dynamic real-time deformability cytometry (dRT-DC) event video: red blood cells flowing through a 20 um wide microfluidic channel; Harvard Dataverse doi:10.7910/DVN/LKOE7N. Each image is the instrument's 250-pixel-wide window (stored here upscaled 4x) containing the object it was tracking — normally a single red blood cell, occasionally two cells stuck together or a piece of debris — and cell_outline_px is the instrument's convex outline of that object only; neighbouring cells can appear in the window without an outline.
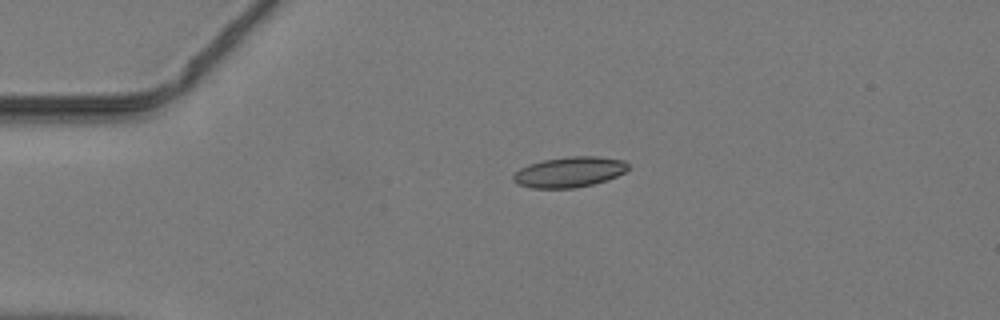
{"species": "common noctule bat (a hibernating species)", "species_latin": "Nyctalus noctula", "temperature_condition": "warm", "stored_images_in_passage": 38, "camera_frame_rate_fps": 3000, "um_per_image_px": 0.085, "animal": {"sex": "male", "body_mass_g": 19.2, "forearm_length_mm": 51.8}, "frame": {"image": 1, "passage_image": 1, "time_ms": 0.0, "image_size_px": [1000, 320], "cell_outline_px": [[628, 168], [624, 172], [608, 180], [576, 188], [532, 188], [516, 184], [512, 180], [512, 176], [520, 168], [528, 164], [544, 160], [568, 156], [596, 156], [624, 160], [628, 164]], "centroid_in_image_um": [48.37, 14.62], "position_along_channel_um": 36.6, "area_um2": 20.46}}
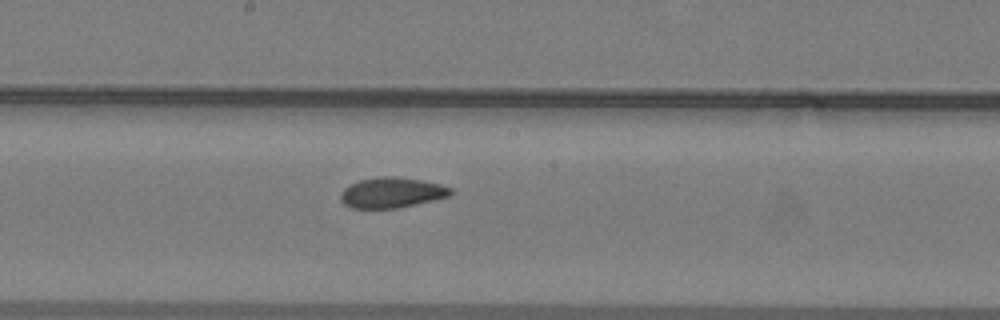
{"frame": {"image": 2, "passage_image": 16, "time_ms": 5.0, "image_size_px": [1000, 320], "cell_outline_px": [[452, 192], [448, 196], [432, 200], [396, 208], [352, 208], [344, 204], [340, 200], [340, 192], [348, 184], [360, 180], [380, 176], [392, 176], [420, 180], [440, 184], [452, 188]], "centroid_in_image_um": [33.24, 16.36], "position_along_channel_um": 215.0, "area_um2": 19.36}}
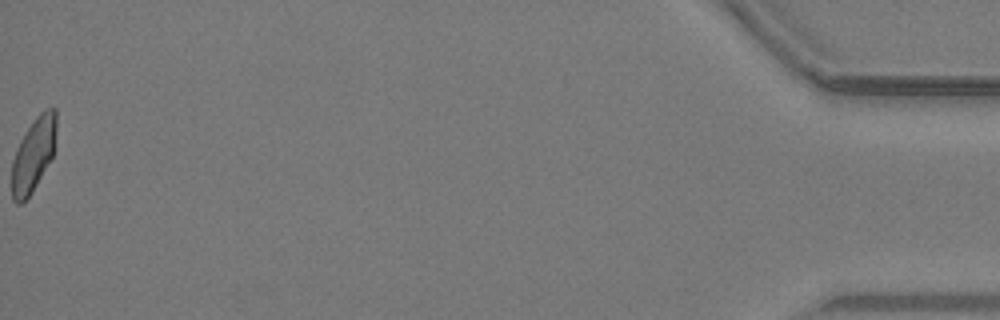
{"frame": {"image": 3, "passage_image": 38, "time_ms": 12.333, "image_size_px": [1000, 320], "cell_outline_px": [[56, 132], [52, 156], [32, 192], [20, 204], [16, 204], [12, 200], [12, 160], [16, 148], [20, 140], [36, 116], [44, 108], [56, 108]], "centroid_in_image_um": [2.83, 13.12], "position_along_channel_um": 432.4, "area_um2": 18.96}}